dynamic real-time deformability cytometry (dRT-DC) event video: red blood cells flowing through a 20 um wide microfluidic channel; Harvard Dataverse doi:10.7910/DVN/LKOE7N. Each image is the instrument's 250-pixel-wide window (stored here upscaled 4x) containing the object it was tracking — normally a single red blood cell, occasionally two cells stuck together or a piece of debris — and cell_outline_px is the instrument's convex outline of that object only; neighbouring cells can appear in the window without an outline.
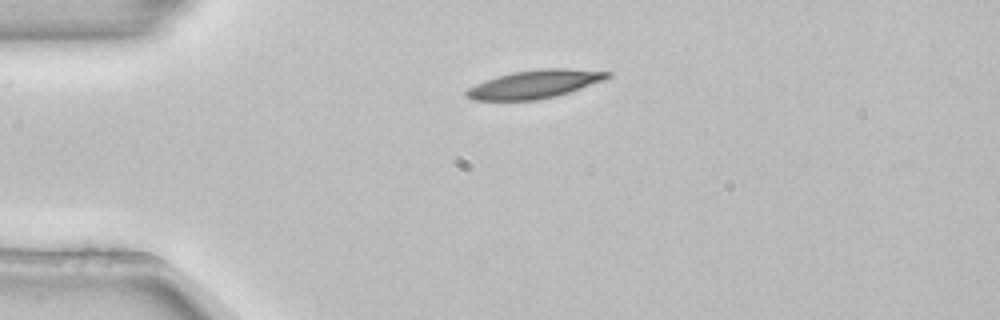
{"species": "common noctule bat (a hibernating species)", "species_latin": "Nyctalus noctula", "temperature_condition": "room temperature", "stored_images_in_passage": 1, "camera_frame_rate_fps": 3000, "um_per_image_px": 0.085, "animal": {"sex": "female", "body_mass_g": 22.7, "forearm_length_mm": 54.2}, "frame": {"image": 1, "passage_image": 1, "time_ms": 0.0, "image_size_px": [1000, 320], "cell_outline_px": [[612, 76], [604, 80], [556, 96], [536, 100], [472, 100], [464, 96], [464, 92], [468, 88], [484, 80], [496, 76], [512, 72], [540, 68], [568, 68], [612, 72]], "centroid_in_image_um": [45.42, 7.14], "position_along_channel_um": 39.6, "area_um2": 23.29}}